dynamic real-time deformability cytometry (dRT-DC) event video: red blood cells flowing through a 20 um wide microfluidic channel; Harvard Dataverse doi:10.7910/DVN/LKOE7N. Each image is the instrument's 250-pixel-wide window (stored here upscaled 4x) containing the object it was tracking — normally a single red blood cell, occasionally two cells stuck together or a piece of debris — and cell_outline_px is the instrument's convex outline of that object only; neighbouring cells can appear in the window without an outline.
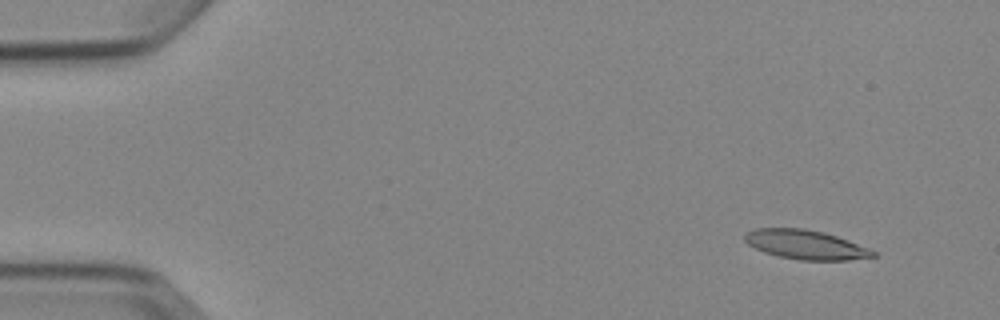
{"species": "Egyptian fruit bat (a non-hibernating species)", "species_latin": "Rousettus aegyptiacus", "temperature_condition": "cold", "stored_images_in_passage": 6, "camera_frame_rate_fps": 3000, "um_per_image_px": 0.085, "animal": {"sex": "female"}, "frame": {"image": 1, "passage_image": 2, "time_ms": 1.333, "image_size_px": [1000, 320], "cell_outline_px": [[876, 256], [848, 260], [800, 260], [780, 256], [764, 252], [748, 244], [744, 240], [744, 236], [748, 232], [756, 228], [804, 228], [824, 232], [848, 240], [868, 248], [876, 252]], "centroid_in_image_um": [68.48, 20.79], "position_along_channel_um": 16.5, "area_um2": 21.68}}
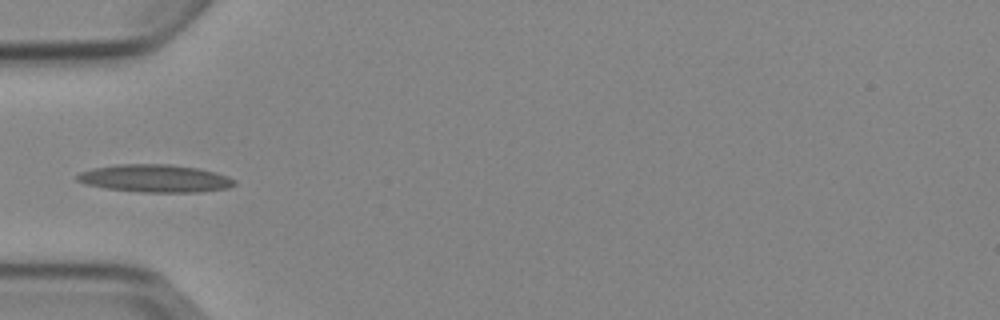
{"frame": {"image": 2, "passage_image": 5, "time_ms": 5.667, "image_size_px": [1000, 320], "cell_outline_px": [[236, 184], [228, 188], [200, 192], [140, 192], [108, 188], [84, 184], [76, 180], [76, 176], [80, 172], [92, 168], [116, 164], [168, 164], [200, 168], [216, 172], [228, 176], [236, 180]], "centroid_in_image_um": [13.2, 15.16], "position_along_channel_um": 71.8, "area_um2": 25.55}}
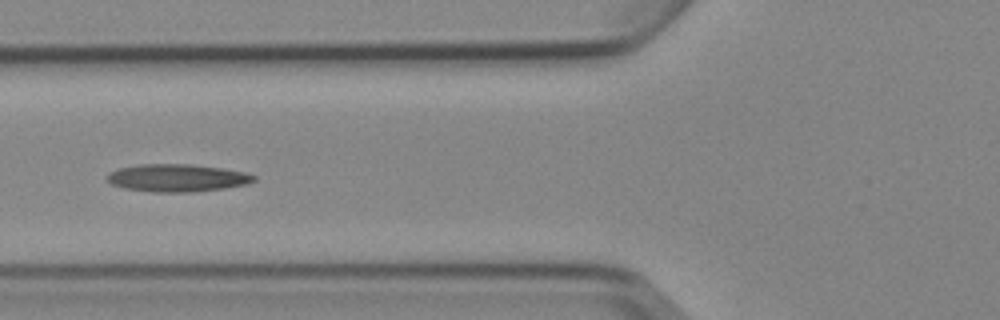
{"frame": {"image": 3, "passage_image": 6, "time_ms": 6.667, "image_size_px": [1000, 320], "cell_outline_px": [[256, 180], [248, 184], [224, 188], [192, 192], [152, 192], [124, 188], [112, 184], [108, 180], [108, 172], [120, 168], [140, 164], [188, 164], [220, 168], [244, 172], [256, 176]], "centroid_in_image_um": [15.06, 15.12], "position_along_channel_um": 110.7, "area_um2": 23.47}}